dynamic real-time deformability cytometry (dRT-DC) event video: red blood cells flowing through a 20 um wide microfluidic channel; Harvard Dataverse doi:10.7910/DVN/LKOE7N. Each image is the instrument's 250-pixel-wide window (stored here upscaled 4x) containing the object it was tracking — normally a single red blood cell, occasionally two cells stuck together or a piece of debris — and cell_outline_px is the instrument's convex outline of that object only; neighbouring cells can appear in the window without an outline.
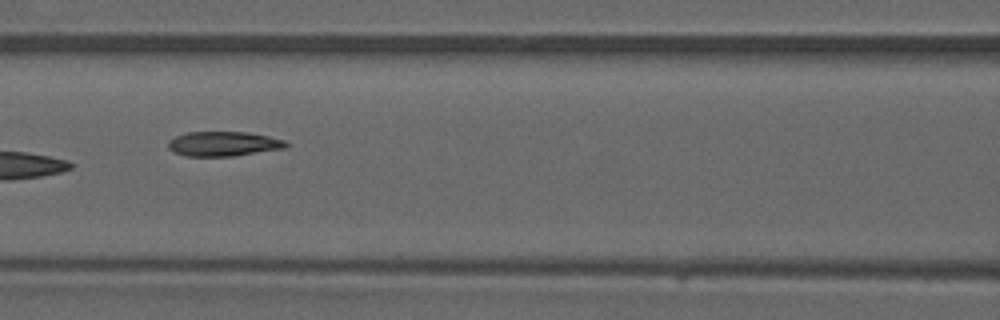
{"species": "common noctule bat (a hibernating species)", "species_latin": "Nyctalus noctula", "temperature_condition": "warm", "stored_images_in_passage": 6, "camera_frame_rate_fps": 3000, "um_per_image_px": 0.085, "animal": {"sex": "male", "forearm_length_mm": 52.5}, "frame": {"image": 1, "passage_image": 6, "time_ms": 1.667, "image_size_px": [1000, 320], "cell_outline_px": [[288, 148], [232, 156], [188, 156], [172, 152], [168, 148], [168, 140], [176, 136], [188, 132], [248, 132], [268, 136], [284, 140], [288, 144]], "centroid_in_image_um": [18.99, 12.23], "position_along_channel_um": 147.6, "area_um2": 16.99}}